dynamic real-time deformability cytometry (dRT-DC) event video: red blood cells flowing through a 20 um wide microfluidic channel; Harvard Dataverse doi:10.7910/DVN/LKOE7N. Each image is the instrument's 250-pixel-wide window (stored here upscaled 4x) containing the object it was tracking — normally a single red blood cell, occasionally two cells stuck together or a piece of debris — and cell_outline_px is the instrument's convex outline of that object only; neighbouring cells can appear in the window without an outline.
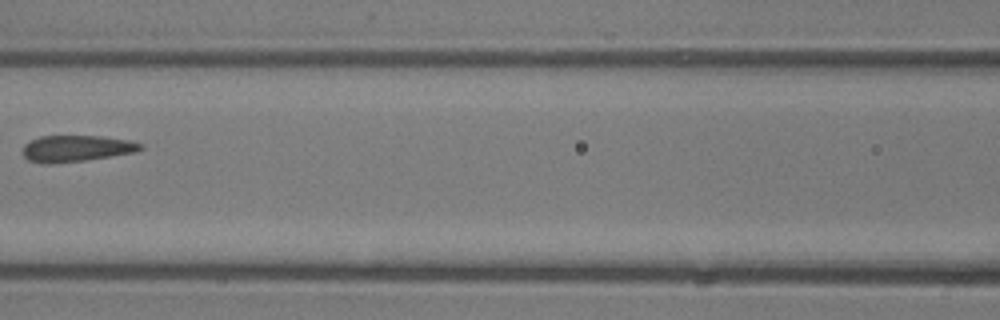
{"species": "common noctule bat (a hibernating species)", "species_latin": "Nyctalus noctula", "temperature_condition": "room temperature", "stored_images_in_passage": 6, "camera_frame_rate_fps": 3000, "um_per_image_px": 0.085, "animal": {"sex": "male", "body_mass_g": 13.3}, "frame": {"image": 1, "passage_image": 6, "time_ms": 6.0, "image_size_px": [1000, 320], "cell_outline_px": [[144, 148], [136, 152], [84, 160], [52, 164], [40, 164], [28, 160], [20, 152], [24, 144], [40, 136], [100, 136], [132, 140], [144, 144]], "centroid_in_image_um": [6.48, 12.62], "position_along_channel_um": 160.1, "area_um2": 18.38}}